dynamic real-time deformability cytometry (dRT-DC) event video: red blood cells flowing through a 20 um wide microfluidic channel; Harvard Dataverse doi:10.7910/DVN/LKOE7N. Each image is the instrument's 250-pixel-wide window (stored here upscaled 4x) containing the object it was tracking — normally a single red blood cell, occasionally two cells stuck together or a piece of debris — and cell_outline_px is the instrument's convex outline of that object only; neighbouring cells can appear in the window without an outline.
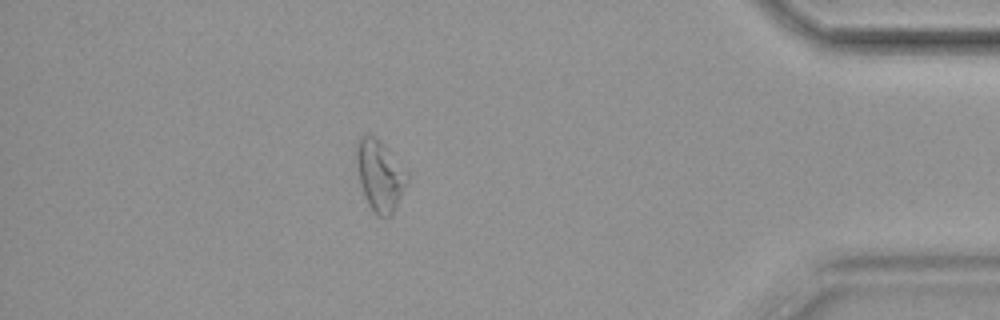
{"species": "common noctule bat (a hibernating species)", "species_latin": "Nyctalus noctula", "temperature_condition": "cold", "stored_images_in_passage": 51, "camera_frame_rate_fps": 3000, "um_per_image_px": 0.085, "animal": {"sex": "female", "body_mass_g": 19.9}, "frame": {"image": 1, "passage_image": 44, "time_ms": 14.333, "image_size_px": [1000, 320], "cell_outline_px": [[408, 180], [392, 216], [376, 216], [368, 204], [360, 184], [356, 168], [356, 140], [360, 136], [368, 132], [380, 140], [388, 148], [408, 172]], "centroid_in_image_um": [32.27, 14.87], "position_along_channel_um": 402.9, "area_um2": 21.33}}